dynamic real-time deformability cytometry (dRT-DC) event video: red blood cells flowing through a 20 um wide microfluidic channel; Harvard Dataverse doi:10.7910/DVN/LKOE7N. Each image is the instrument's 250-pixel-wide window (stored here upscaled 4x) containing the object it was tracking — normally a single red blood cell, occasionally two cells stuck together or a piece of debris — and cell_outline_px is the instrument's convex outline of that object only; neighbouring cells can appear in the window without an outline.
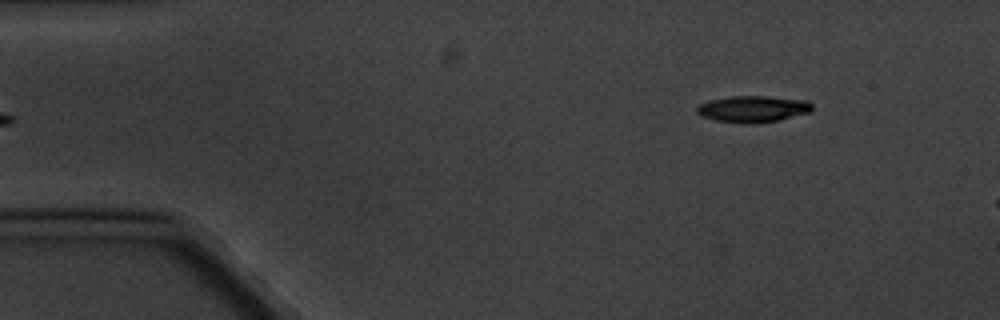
{"species": "common noctule bat (a hibernating species)", "species_latin": "Nyctalus noctula", "temperature_condition": "cold", "stored_images_in_passage": 6, "segment_of_instrument_passage": [2, 2], "camera_frame_rate_fps": 3000, "um_per_image_px": 0.085, "animal": {"sex": "male", "body_mass_g": 20.1, "forearm_length_mm": 53.5}, "frame": {"image": 1, "passage_image": 6, "time_ms": 5.667, "image_size_px": [1000, 320], "cell_outline_px": [[812, 108], [808, 112], [780, 120], [748, 124], [716, 120], [700, 116], [696, 112], [696, 108], [700, 104], [708, 100], [732, 96], [764, 96], [808, 100], [812, 104]], "centroid_in_image_um": [63.97, 9.26], "position_along_channel_um": 21.0, "area_um2": 17.74}}